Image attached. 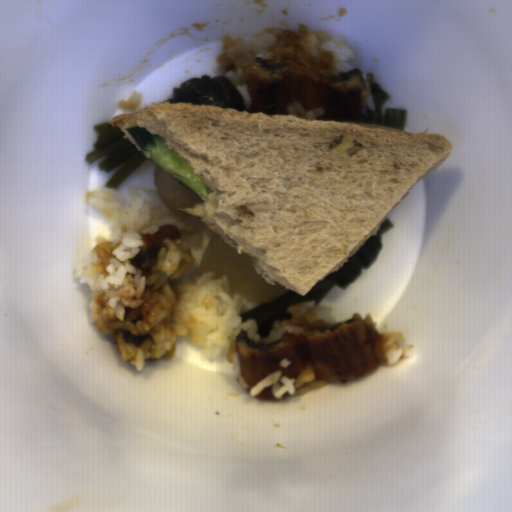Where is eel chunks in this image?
<instances>
[{"label":"eel chunks","instance_id":"eel-chunks-1","mask_svg":"<svg viewBox=\"0 0 512 512\" xmlns=\"http://www.w3.org/2000/svg\"><path fill=\"white\" fill-rule=\"evenodd\" d=\"M235 347L240 375L248 391L275 371L296 379L312 367L318 380L347 382L377 368L390 365L386 335L378 333L370 313L355 312L348 320L325 328L286 332L274 342L252 341L240 331Z\"/></svg>","mask_w":512,"mask_h":512},{"label":"eel chunks","instance_id":"eel-chunks-2","mask_svg":"<svg viewBox=\"0 0 512 512\" xmlns=\"http://www.w3.org/2000/svg\"><path fill=\"white\" fill-rule=\"evenodd\" d=\"M248 111L288 116L297 102L306 110L321 108L316 119L367 124L362 94L367 89L363 71L326 72L306 60L255 57L246 83Z\"/></svg>","mask_w":512,"mask_h":512}]
</instances>
